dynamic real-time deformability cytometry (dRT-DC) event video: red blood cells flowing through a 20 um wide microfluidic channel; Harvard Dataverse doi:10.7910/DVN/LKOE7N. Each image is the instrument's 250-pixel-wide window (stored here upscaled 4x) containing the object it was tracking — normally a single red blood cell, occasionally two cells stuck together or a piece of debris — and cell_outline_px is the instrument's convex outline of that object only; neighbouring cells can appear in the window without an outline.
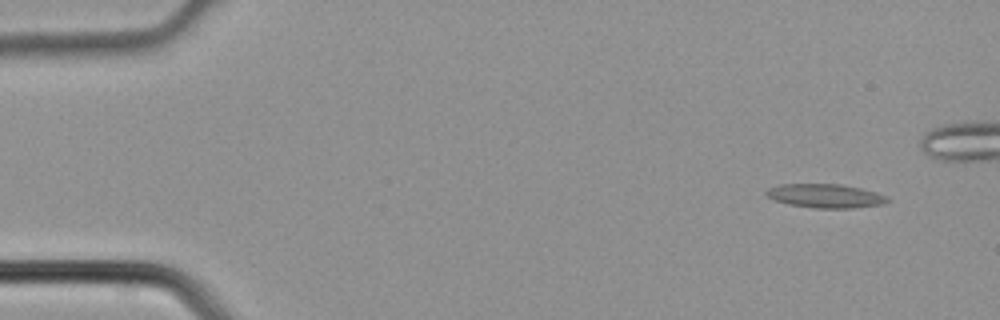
{"species": "common noctule bat (a hibernating species)", "species_latin": "Nyctalus noctula", "temperature_condition": "cold", "stored_images_in_passage": 5, "camera_frame_rate_fps": 3000, "um_per_image_px": 0.085, "animal": {"sex": "male", "body_mass_g": 21.5, "forearm_length_mm": 52.0}, "frame": {"image": 1, "passage_image": 1, "time_ms": 0.0, "image_size_px": [1000, 320], "cell_outline_px": [[888, 200], [884, 204], [852, 208], [816, 208], [788, 204], [776, 200], [768, 196], [764, 192], [768, 188], [780, 184], [840, 184], [860, 188], [876, 192], [888, 196]], "centroid_in_image_um": [70.17, 16.65], "position_along_channel_um": 14.8, "area_um2": 16.76}}